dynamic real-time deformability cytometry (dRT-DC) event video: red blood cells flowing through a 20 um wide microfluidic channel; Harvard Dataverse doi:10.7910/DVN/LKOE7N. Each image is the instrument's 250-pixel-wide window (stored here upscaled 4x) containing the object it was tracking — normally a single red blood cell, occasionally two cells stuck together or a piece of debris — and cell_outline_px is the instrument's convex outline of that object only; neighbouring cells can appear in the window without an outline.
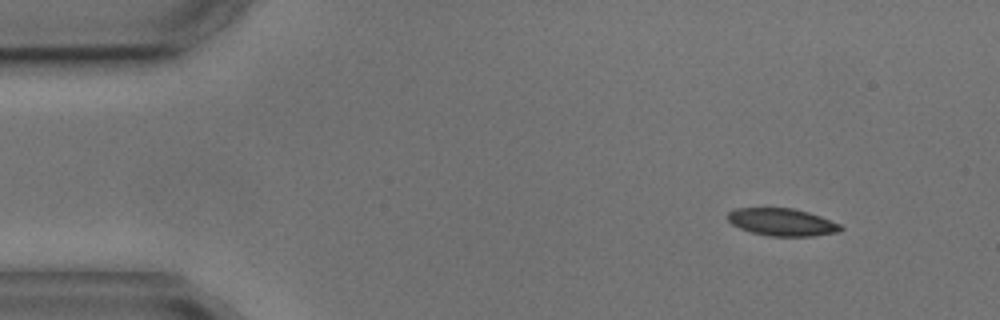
{"species": "common noctule bat (a hibernating species)", "species_latin": "Nyctalus noctula", "temperature_condition": "cold", "stored_images_in_passage": 4, "camera_frame_rate_fps": 3000, "um_per_image_px": 0.085, "animal": {"sex": "male", "body_mass_g": 17.9, "forearm_length_mm": 54.2}, "frame": {"image": 1, "passage_image": 1, "time_ms": 0.0, "image_size_px": [1000, 320], "cell_outline_px": [[844, 228], [840, 232], [812, 236], [768, 236], [752, 232], [740, 228], [732, 224], [728, 220], [728, 212], [736, 208], [792, 208], [808, 212], [820, 216], [840, 224]], "centroid_in_image_um": [66.49, 18.88], "position_along_channel_um": 18.5, "area_um2": 18.03}}
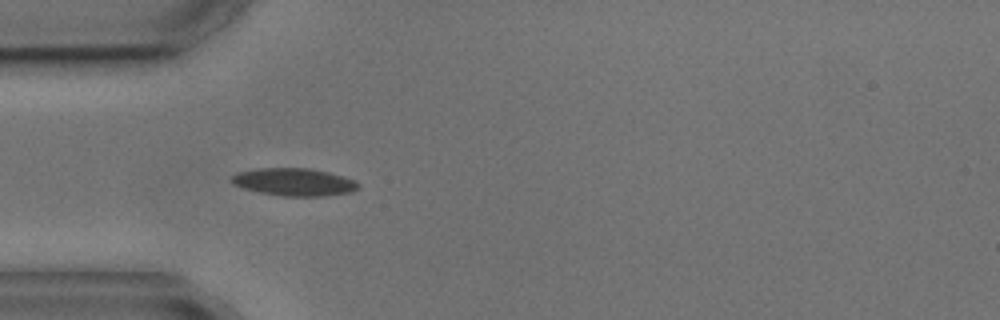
{"frame": {"image": 2, "passage_image": 3, "time_ms": 3.333, "image_size_px": [1000, 320], "cell_outline_px": [[360, 188], [352, 192], [324, 196], [280, 196], [260, 192], [244, 188], [232, 184], [232, 176], [236, 172], [256, 168], [312, 168], [344, 176], [360, 184]], "centroid_in_image_um": [25.01, 15.47], "position_along_channel_um": 60.0, "area_um2": 20.52}}